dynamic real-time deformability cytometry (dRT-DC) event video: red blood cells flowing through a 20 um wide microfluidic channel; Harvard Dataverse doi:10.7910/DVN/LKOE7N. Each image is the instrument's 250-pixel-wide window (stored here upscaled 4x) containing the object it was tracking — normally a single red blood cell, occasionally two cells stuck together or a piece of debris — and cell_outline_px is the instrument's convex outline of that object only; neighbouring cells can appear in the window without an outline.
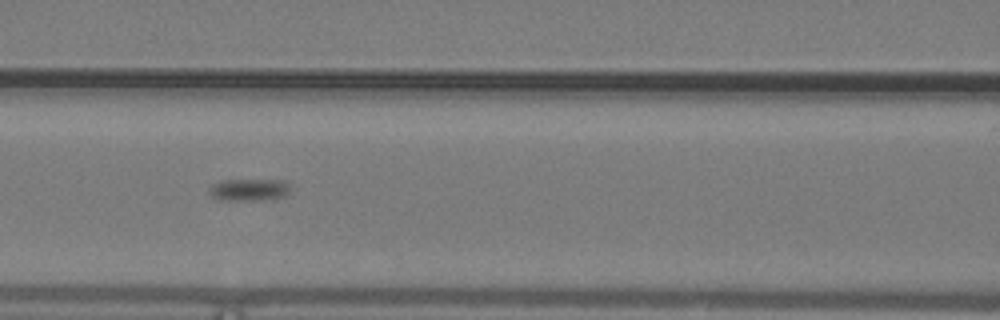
{"species": "common noctule bat (a hibernating species)", "species_latin": "Nyctalus noctula", "temperature_condition": "warm", "stored_images_in_passage": 40, "camera_frame_rate_fps": 3000, "um_per_image_px": 0.085, "animal": {"sex": "male", "body_mass_g": 19.2, "forearm_length_mm": 51.8}, "frame": {"image": 1, "passage_image": 16, "time_ms": 5.0, "image_size_px": [1000, 320], "cell_outline_px": [[288, 192], [284, 196], [272, 200], [216, 200], [208, 192], [208, 188], [212, 184], [220, 180], [284, 180], [288, 184]], "centroid_in_image_um": [21.12, 16.14], "position_along_channel_um": 145.5, "area_um2": 10.64}}
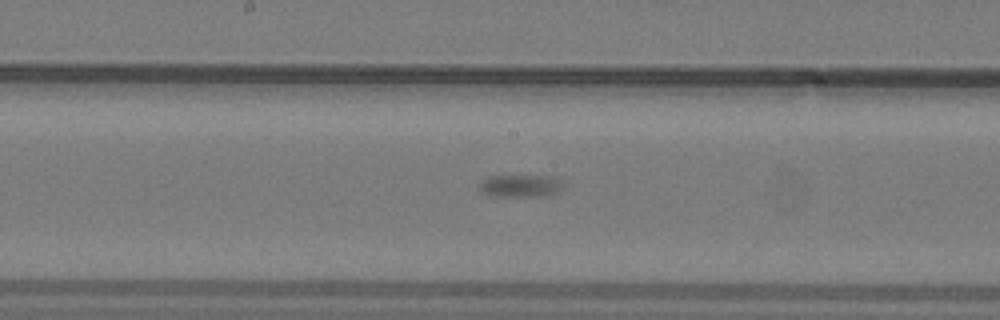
{"frame": {"image": 2, "passage_image": 20, "time_ms": 6.333, "image_size_px": [1000, 320], "cell_outline_px": [[564, 184], [556, 192], [548, 196], [492, 196], [480, 192], [480, 184], [488, 176], [556, 176]], "centroid_in_image_um": [44.25, 15.8], "position_along_channel_um": 203.9, "area_um2": 10.92}}